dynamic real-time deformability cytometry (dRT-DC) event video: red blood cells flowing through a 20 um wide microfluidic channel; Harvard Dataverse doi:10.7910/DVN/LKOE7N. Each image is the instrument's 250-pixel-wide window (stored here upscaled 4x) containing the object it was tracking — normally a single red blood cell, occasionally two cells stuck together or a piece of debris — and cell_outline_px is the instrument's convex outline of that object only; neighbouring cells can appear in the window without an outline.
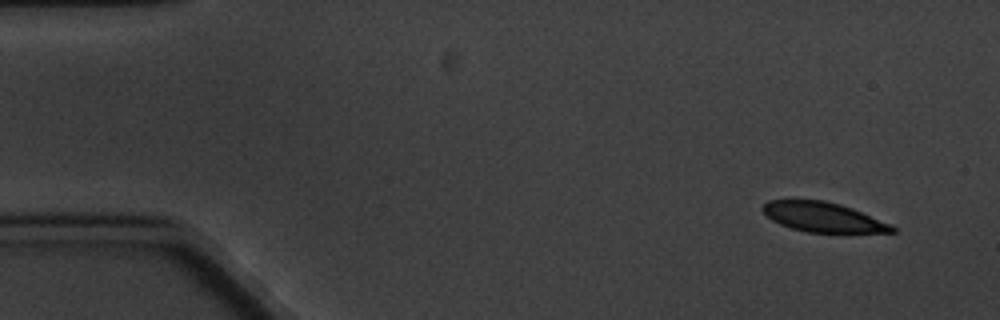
{"species": "common noctule bat (a hibernating species)", "species_latin": "Nyctalus noctula", "temperature_condition": "cold", "stored_images_in_passage": 7, "camera_frame_rate_fps": 3000, "um_per_image_px": 0.085, "animal": {"sex": "male", "body_mass_g": 20.1, "forearm_length_mm": 53.5}, "frame": {"image": 1, "passage_image": 1, "time_ms": 0.0, "image_size_px": [1000, 320], "cell_outline_px": [[896, 232], [848, 236], [808, 232], [792, 228], [780, 224], [764, 216], [760, 208], [768, 200], [824, 200], [840, 204], [852, 208], [892, 224], [896, 228]], "centroid_in_image_um": [70.06, 18.52], "position_along_channel_um": 14.9, "area_um2": 23.64}}
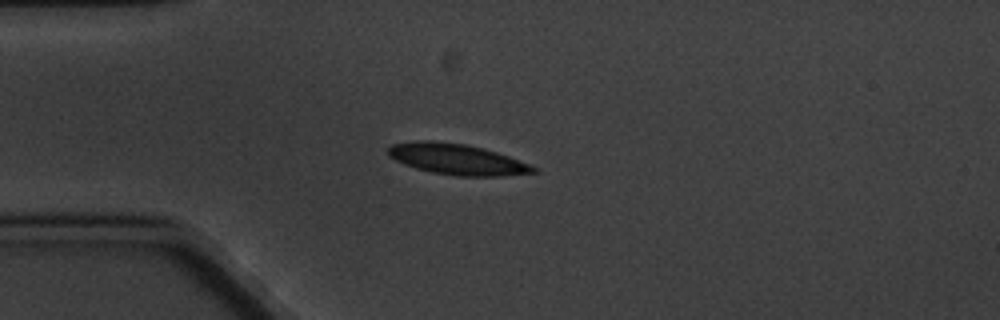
{"frame": {"image": 2, "passage_image": 4, "time_ms": 3.667, "image_size_px": [1000, 320], "cell_outline_px": [[536, 172], [504, 176], [456, 176], [432, 172], [416, 168], [404, 164], [388, 156], [388, 148], [392, 144], [424, 140], [432, 140], [464, 144], [496, 152], [508, 156], [528, 164], [536, 168]], "centroid_in_image_um": [38.81, 13.54], "position_along_channel_um": 46.2, "area_um2": 25.72}}